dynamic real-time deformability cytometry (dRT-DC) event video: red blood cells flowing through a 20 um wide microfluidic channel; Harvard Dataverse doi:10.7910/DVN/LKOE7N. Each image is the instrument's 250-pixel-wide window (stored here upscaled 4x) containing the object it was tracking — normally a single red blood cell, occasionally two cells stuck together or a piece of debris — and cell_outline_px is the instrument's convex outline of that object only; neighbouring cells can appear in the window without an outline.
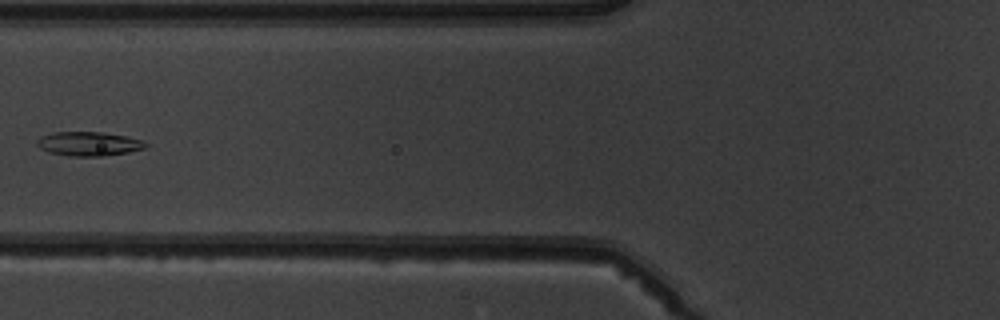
{"species": "common noctule bat (a hibernating species)", "species_latin": "Nyctalus noctula", "temperature_condition": "warm", "stored_images_in_passage": 8, "camera_frame_rate_fps": 3000, "um_per_image_px": 0.085, "animal": {"sex": "male", "body_mass_g": 19.5, "forearm_length_mm": 54.6}, "frame": {"image": 1, "passage_image": 7, "time_ms": 7.0, "image_size_px": [1000, 320], "cell_outline_px": [[148, 144], [144, 148], [128, 152], [104, 156], [68, 156], [48, 152], [40, 148], [36, 144], [36, 140], [40, 136], [52, 132], [100, 132], [128, 136], [144, 140]], "centroid_in_image_um": [7.53, 12.22], "position_along_channel_um": 118.3, "area_um2": 15.43}}
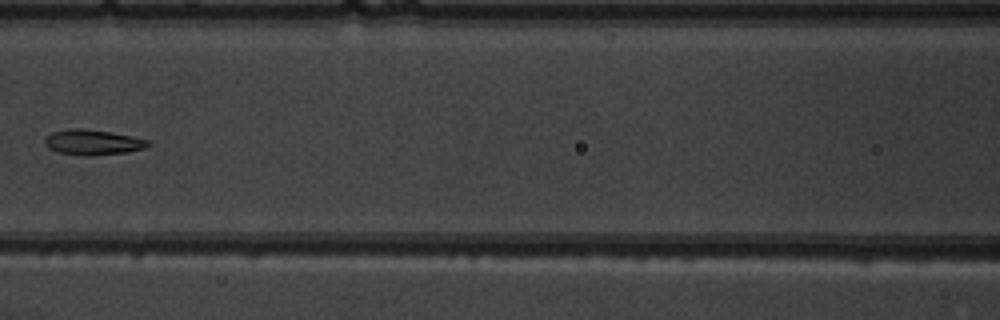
{"frame": {"image": 2, "passage_image": 8, "time_ms": 8.0, "image_size_px": [1000, 320], "cell_outline_px": [[152, 144], [144, 148], [128, 152], [84, 156], [60, 152], [48, 148], [44, 144], [44, 140], [52, 132], [68, 128], [80, 128], [112, 132], [132, 136], [148, 140]], "centroid_in_image_um": [7.89, 12.08], "position_along_channel_um": 158.7, "area_um2": 15.2}}